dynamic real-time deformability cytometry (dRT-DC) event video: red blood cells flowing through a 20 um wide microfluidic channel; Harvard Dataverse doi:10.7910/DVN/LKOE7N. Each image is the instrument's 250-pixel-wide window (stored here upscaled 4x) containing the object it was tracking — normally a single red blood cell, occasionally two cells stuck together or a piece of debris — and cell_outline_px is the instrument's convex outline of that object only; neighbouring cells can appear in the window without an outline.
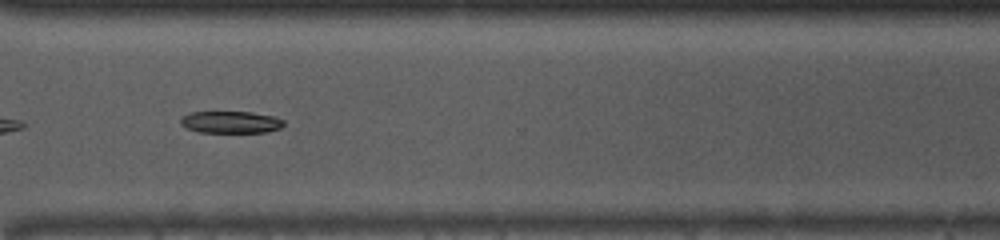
{"species": "common noctule bat (a hibernating species)", "species_latin": "Nyctalus noctula", "temperature_condition": "room temperature", "stored_images_in_passage": 42, "camera_frame_rate_fps": 3000, "um_per_image_px": 0.085, "animal": {"sex": "male", "body_mass_g": 13.0, "forearm_length_mm": 53.1}, "frame": {"image": 1, "passage_image": 30, "time_ms": 9.667, "image_size_px": [1000, 240], "cell_outline_px": [[284, 124], [280, 128], [268, 132], [200, 132], [184, 128], [180, 124], [180, 116], [188, 112], [252, 112], [272, 116], [284, 120]], "centroid_in_image_um": [19.55, 10.38], "position_along_channel_um": 351.0, "area_um2": 13.35}, "authors_computed_cell_mechanics": {"area_um2": 14.6234, "velocity_mm_per_s": 4.0699, "shape_relaxation_time_tau1_ms": 1.2801, "shape_relaxation_time_tau2_ms": null, "deformation_change_tau1": 0.0454, "deformation_change_tau2": null}}